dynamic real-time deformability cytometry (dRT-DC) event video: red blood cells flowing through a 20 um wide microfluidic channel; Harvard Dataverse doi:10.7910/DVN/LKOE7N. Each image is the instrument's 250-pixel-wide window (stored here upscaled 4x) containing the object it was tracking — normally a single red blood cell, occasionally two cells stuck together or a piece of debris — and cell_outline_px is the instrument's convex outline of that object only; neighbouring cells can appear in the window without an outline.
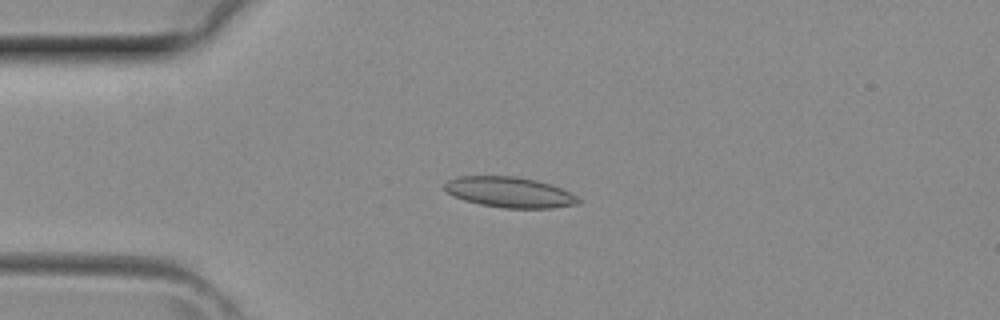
{"species": "common noctule bat (a hibernating species)", "species_latin": "Nyctalus noctula", "temperature_condition": "room temperature", "stored_images_in_passage": 2, "camera_frame_rate_fps": 3000, "um_per_image_px": 0.085, "animal": {"sex": "female", "body_mass_g": 29.2, "forearm_length_mm": 56.3}, "frame": {"image": 1, "passage_image": 2, "time_ms": 0.333, "image_size_px": [1000, 320], "cell_outline_px": [[580, 204], [552, 208], [504, 208], [480, 204], [464, 200], [452, 196], [444, 188], [444, 184], [448, 180], [460, 176], [516, 176], [536, 180], [560, 188], [576, 196], [580, 200]], "centroid_in_image_um": [43.29, 16.34], "position_along_channel_um": 41.7, "area_um2": 23.7}}